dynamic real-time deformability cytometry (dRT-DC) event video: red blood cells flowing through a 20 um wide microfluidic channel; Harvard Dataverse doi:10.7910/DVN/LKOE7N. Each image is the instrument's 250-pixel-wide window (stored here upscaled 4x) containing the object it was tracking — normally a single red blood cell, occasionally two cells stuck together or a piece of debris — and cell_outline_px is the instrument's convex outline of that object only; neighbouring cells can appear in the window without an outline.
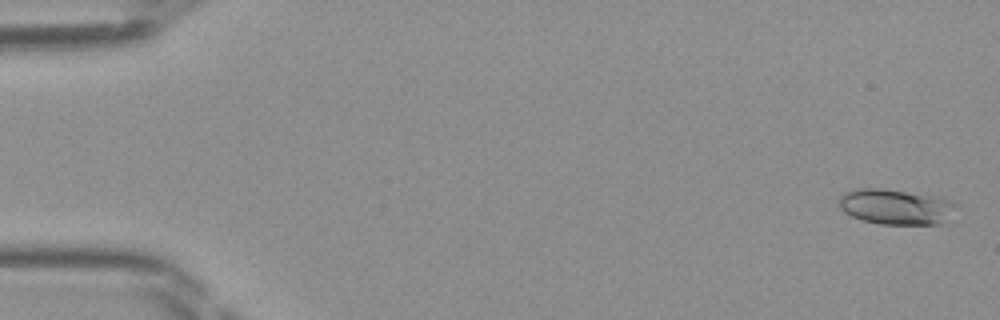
{"species": "Egyptian fruit bat (a non-hibernating species)", "species_latin": "Rousettus aegyptiacus", "temperature_condition": "room temperature", "stored_images_in_passage": 48, "camera_frame_rate_fps": 3000, "um_per_image_px": 0.085, "frame": {"image": 1, "passage_image": 2, "time_ms": 0.333, "image_size_px": [1000, 320], "cell_outline_px": [[960, 204], [940, 224], [880, 224], [864, 220], [852, 216], [844, 212], [840, 208], [840, 196], [844, 192], [856, 188], [880, 188], [944, 196]], "centroid_in_image_um": [76.19, 17.55], "position_along_channel_um": 8.8, "area_um2": 24.45}}
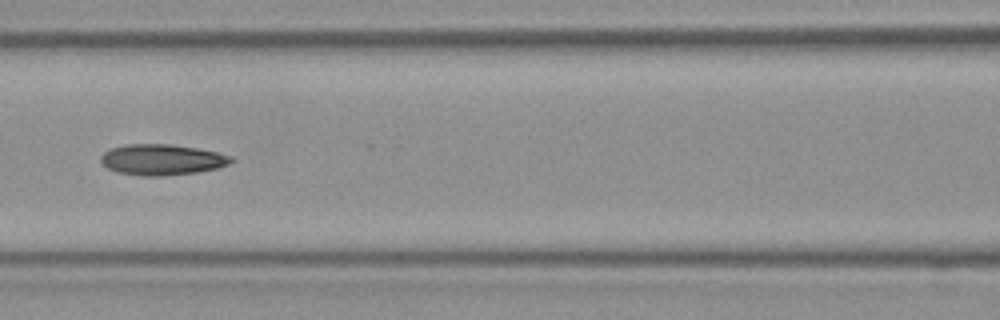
{"frame": {"image": 2, "passage_image": 22, "time_ms": 7.0, "image_size_px": [1000, 320], "cell_outline_px": [[236, 160], [228, 164], [216, 168], [196, 172], [160, 176], [144, 176], [116, 172], [108, 168], [100, 160], [100, 156], [104, 152], [112, 148], [128, 144], [168, 144], [196, 148], [216, 152], [232, 156]], "centroid_in_image_um": [13.76, 13.57], "position_along_channel_um": 152.8, "area_um2": 23.24}}
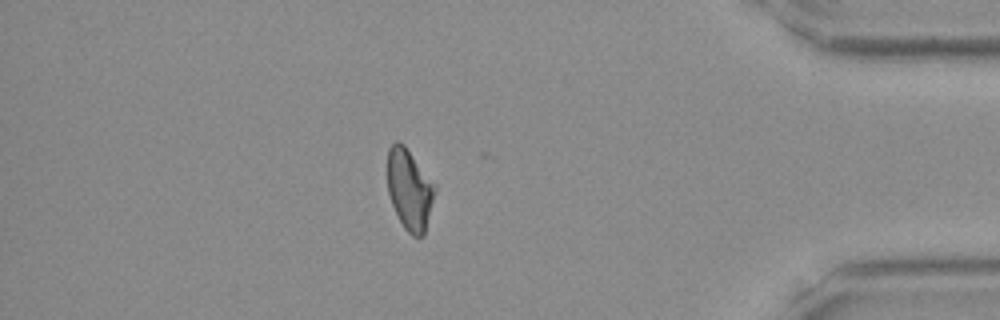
{"frame": {"image": 3, "passage_image": 42, "time_ms": 13.667, "image_size_px": [1000, 320], "cell_outline_px": [[436, 188], [424, 236], [412, 236], [404, 228], [392, 204], [388, 192], [388, 148], [396, 140], [400, 140], [404, 144], [436, 184]], "centroid_in_image_um": [34.82, 16.08], "position_along_channel_um": 400.4, "area_um2": 22.31}}